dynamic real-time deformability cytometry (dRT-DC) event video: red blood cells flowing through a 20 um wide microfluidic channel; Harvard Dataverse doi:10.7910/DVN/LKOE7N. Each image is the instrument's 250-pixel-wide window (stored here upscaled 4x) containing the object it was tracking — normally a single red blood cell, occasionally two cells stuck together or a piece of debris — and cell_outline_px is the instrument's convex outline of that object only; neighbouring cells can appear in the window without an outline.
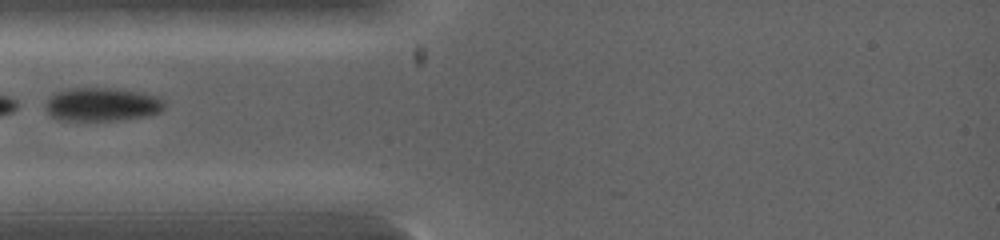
{"species": "common noctule bat (a hibernating species)", "species_latin": "Nyctalus noctula", "temperature_condition": "warm", "stored_images_in_passage": 20, "camera_frame_rate_fps": 5000, "um_per_image_px": 0.085, "animal": {"sex": "female", "body_mass_g": 19.0, "forearm_length_mm": 53.3}, "frame": {"image": 1, "passage_image": 1, "time_ms": 0.0, "image_size_px": [1000, 240], "cell_outline_px": [[164, 108], [160, 112], [148, 116], [116, 120], [64, 120], [52, 116], [44, 108], [44, 100], [48, 96], [56, 92], [68, 88], [116, 88], [140, 92], [160, 96], [164, 100]], "centroid_in_image_um": [8.66, 8.86], "position_along_channel_um": 76.3, "area_um2": 23.52}}
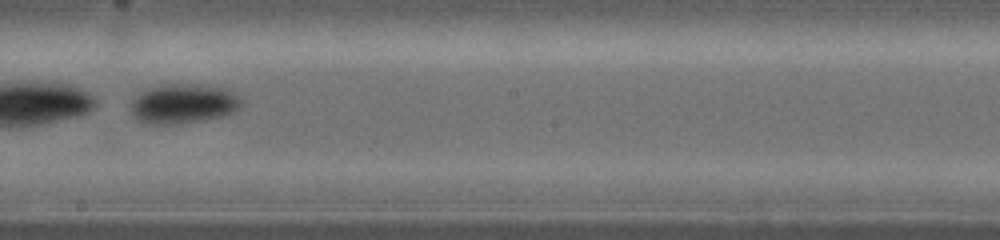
{"frame": {"image": 2, "passage_image": 12, "time_ms": 2.6, "image_size_px": [1000, 240], "cell_outline_px": [[244, 104], [236, 112], [224, 116], [204, 120], [172, 124], [152, 124], [140, 120], [132, 116], [128, 104], [132, 96], [144, 88], [160, 84], [204, 84], [228, 88], [240, 96], [244, 100]], "centroid_in_image_um": [15.59, 8.78], "position_along_channel_um": 232.6, "area_um2": 26.65}}
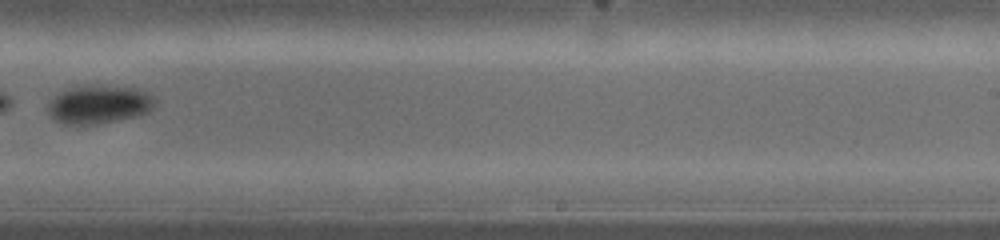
{"frame": {"image": 3, "passage_image": 15, "time_ms": 3.4, "image_size_px": [1000, 240], "cell_outline_px": [[156, 104], [148, 112], [136, 116], [96, 124], [64, 124], [56, 120], [48, 112], [48, 100], [60, 92], [72, 88], [92, 84], [140, 88], [152, 96], [156, 100]], "centroid_in_image_um": [8.43, 8.85], "position_along_channel_um": 280.6, "area_um2": 24.04}}